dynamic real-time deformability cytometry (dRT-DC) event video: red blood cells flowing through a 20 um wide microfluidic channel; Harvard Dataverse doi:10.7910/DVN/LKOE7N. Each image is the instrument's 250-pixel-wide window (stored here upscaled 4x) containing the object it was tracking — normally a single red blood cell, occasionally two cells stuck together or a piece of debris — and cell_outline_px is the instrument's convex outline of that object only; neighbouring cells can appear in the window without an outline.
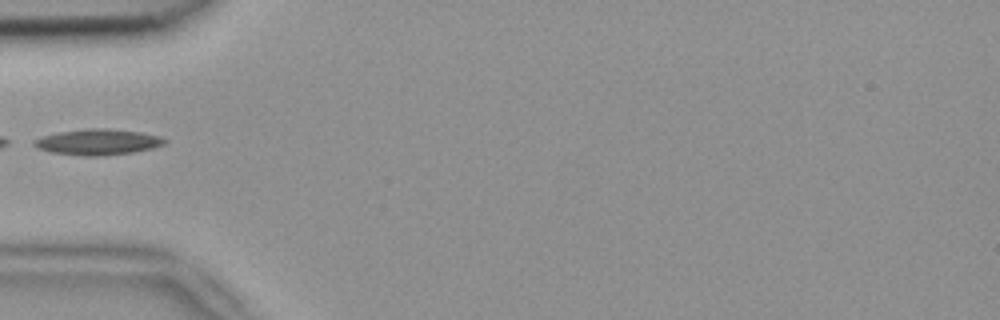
{"species": "common noctule bat (a hibernating species)", "species_latin": "Nyctalus noctula", "temperature_condition": "room temperature", "stored_images_in_passage": 6, "camera_frame_rate_fps": 3000, "um_per_image_px": 0.085, "animal": {"sex": "female", "body_mass_g": 18.4}, "frame": {"image": 1, "passage_image": 4, "time_ms": 1.0, "image_size_px": [1000, 320], "cell_outline_px": [[168, 140], [164, 144], [152, 148], [132, 152], [96, 156], [84, 156], [52, 152], [40, 148], [32, 144], [32, 140], [44, 136], [60, 132], [88, 128], [108, 128], [140, 132], [160, 136]], "centroid_in_image_um": [8.34, 12.06], "position_along_channel_um": 76.7, "area_um2": 19.42}}